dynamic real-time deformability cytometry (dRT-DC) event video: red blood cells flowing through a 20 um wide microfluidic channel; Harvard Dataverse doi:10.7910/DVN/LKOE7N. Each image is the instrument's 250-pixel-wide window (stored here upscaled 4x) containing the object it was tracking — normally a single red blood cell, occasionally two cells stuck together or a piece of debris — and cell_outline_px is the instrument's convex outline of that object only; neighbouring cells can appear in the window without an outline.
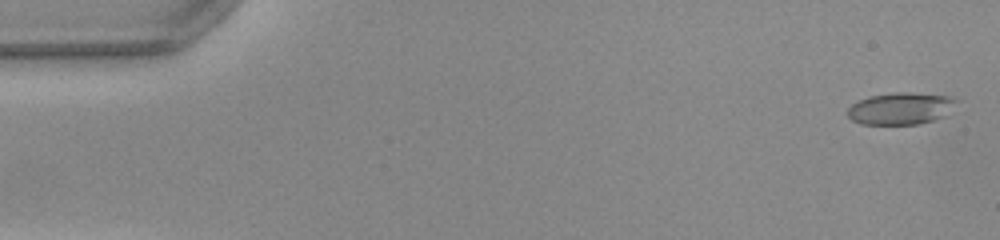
{"species": "common noctule bat (a hibernating species)", "species_latin": "Nyctalus noctula", "temperature_condition": "warm", "stored_images_in_passage": 10, "camera_frame_rate_fps": 3000, "um_per_image_px": 0.085, "animal": {"sex": "female", "body_mass_g": 22.0, "forearm_length_mm": 56.7}, "frame": {"image": 1, "passage_image": 2, "time_ms": 0.333, "image_size_px": [1000, 240], "cell_outline_px": [[960, 100], [944, 116], [932, 120], [916, 124], [860, 124], [852, 120], [848, 116], [848, 108], [852, 104], [868, 96], [892, 92], [912, 92], [952, 96]], "centroid_in_image_um": [76.57, 9.2], "position_along_channel_um": 8.4, "area_um2": 20.4}}